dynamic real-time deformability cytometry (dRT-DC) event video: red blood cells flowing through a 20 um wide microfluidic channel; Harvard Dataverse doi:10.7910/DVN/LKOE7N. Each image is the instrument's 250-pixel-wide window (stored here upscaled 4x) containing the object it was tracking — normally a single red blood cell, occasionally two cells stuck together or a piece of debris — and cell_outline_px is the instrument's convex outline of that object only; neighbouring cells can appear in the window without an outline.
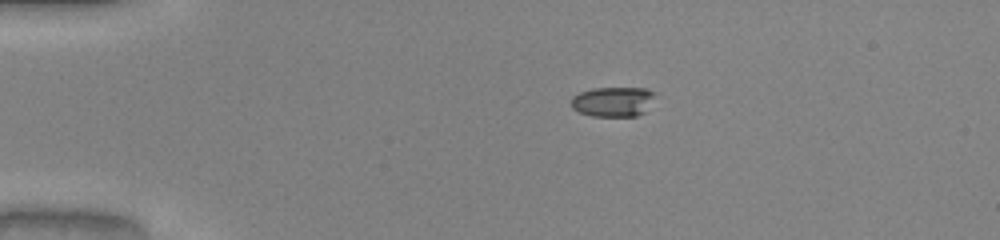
{"species": "common noctule bat (a hibernating species)", "species_latin": "Nyctalus noctula", "temperature_condition": "warm", "stored_images_in_passage": 41, "camera_frame_rate_fps": 3000, "um_per_image_px": 0.085, "animal": {"sex": "male", "body_mass_g": 20.0, "forearm_length_mm": 53.3}, "frame": {"image": 1, "passage_image": 1, "time_ms": 0.0, "image_size_px": [1000, 240], "cell_outline_px": [[656, 92], [644, 112], [636, 116], [592, 116], [580, 112], [572, 108], [572, 96], [580, 92], [592, 88], [644, 88]], "centroid_in_image_um": [52.08, 8.63], "position_along_channel_um": 32.9, "area_um2": 14.45}}
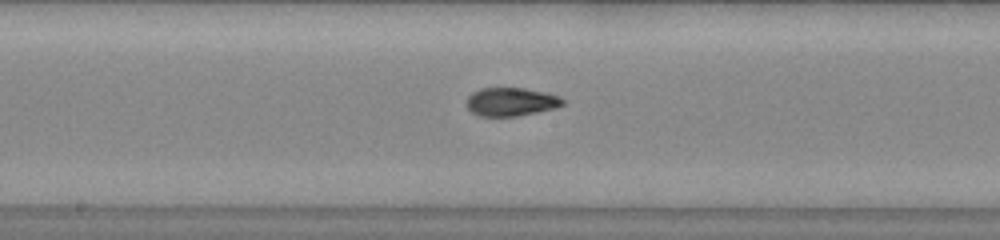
{"frame": {"image": 2, "passage_image": 18, "time_ms": 5.667, "image_size_px": [1000, 240], "cell_outline_px": [[564, 104], [556, 108], [516, 116], [480, 116], [472, 112], [464, 104], [468, 96], [472, 92], [480, 88], [524, 88], [544, 92], [560, 96], [564, 100]], "centroid_in_image_um": [43.41, 8.65], "position_along_channel_um": 204.8, "area_um2": 16.01}}
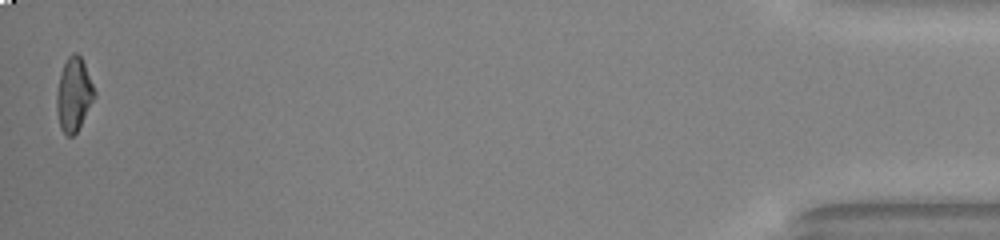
{"frame": {"image": 3, "passage_image": 41, "time_ms": 13.333, "image_size_px": [1000, 240], "cell_outline_px": [[96, 96], [76, 132], [72, 136], [68, 136], [60, 128], [56, 108], [56, 92], [60, 76], [64, 64], [68, 56], [72, 52], [76, 52], [80, 56], [84, 64], [96, 92]], "centroid_in_image_um": [6.27, 8.02], "position_along_channel_um": 428.9, "area_um2": 16.01}, "authors_computed_cell_mechanics": {"area_um2": 16.0684, "velocity_mm_per_s": 4.0804, "shape_relaxation_time_tau1_ms": 4.656, "shape_relaxation_time_tau2_ms": 1.4846, "deformation_change_tau1": 0.2077, "deformation_change_tau2": 0.0435}}